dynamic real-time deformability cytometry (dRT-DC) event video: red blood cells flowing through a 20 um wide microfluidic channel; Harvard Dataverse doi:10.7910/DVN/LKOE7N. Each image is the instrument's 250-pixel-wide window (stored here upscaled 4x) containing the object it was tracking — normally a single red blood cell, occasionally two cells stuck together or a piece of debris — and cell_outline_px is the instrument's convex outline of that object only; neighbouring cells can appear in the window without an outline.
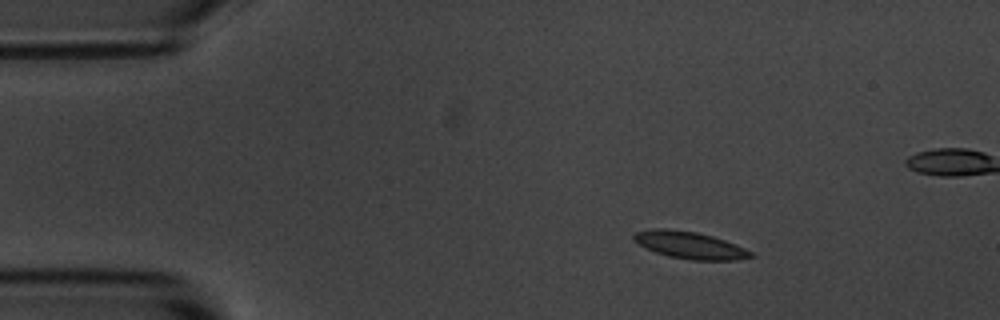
{"species": "common noctule bat (a hibernating species)", "species_latin": "Nyctalus noctula", "temperature_condition": "room temperature", "stored_images_in_passage": 6, "camera_frame_rate_fps": 3000, "um_per_image_px": 0.085, "animal": {"sex": "male", "body_mass_g": 20.1, "forearm_length_mm": 53.5}, "frame": {"image": 1, "passage_image": 3, "time_ms": 2.333, "image_size_px": [1000, 320], "cell_outline_px": [[756, 256], [736, 260], [692, 260], [668, 256], [656, 252], [632, 240], [632, 236], [636, 232], [652, 228], [668, 228], [696, 232], [712, 236], [724, 240], [744, 248], [752, 252]], "centroid_in_image_um": [58.63, 20.83], "position_along_channel_um": 26.4, "area_um2": 18.38}}